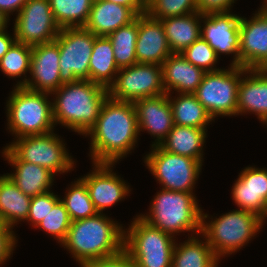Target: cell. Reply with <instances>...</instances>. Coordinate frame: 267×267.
Instances as JSON below:
<instances>
[{
    "label": "cell",
    "mask_w": 267,
    "mask_h": 267,
    "mask_svg": "<svg viewBox=\"0 0 267 267\" xmlns=\"http://www.w3.org/2000/svg\"><path fill=\"white\" fill-rule=\"evenodd\" d=\"M139 133L134 103L108 96L96 124L86 134L91 137L92 162L115 164L133 150Z\"/></svg>",
    "instance_id": "6da1fadb"
},
{
    "label": "cell",
    "mask_w": 267,
    "mask_h": 267,
    "mask_svg": "<svg viewBox=\"0 0 267 267\" xmlns=\"http://www.w3.org/2000/svg\"><path fill=\"white\" fill-rule=\"evenodd\" d=\"M51 94H55L52 102L54 124L86 135L96 124L108 97V88L90 80H78L61 85Z\"/></svg>",
    "instance_id": "7a4b0ae2"
},
{
    "label": "cell",
    "mask_w": 267,
    "mask_h": 267,
    "mask_svg": "<svg viewBox=\"0 0 267 267\" xmlns=\"http://www.w3.org/2000/svg\"><path fill=\"white\" fill-rule=\"evenodd\" d=\"M102 213L71 222L61 244L81 267L92 260L110 257L124 249V229Z\"/></svg>",
    "instance_id": "3957f363"
},
{
    "label": "cell",
    "mask_w": 267,
    "mask_h": 267,
    "mask_svg": "<svg viewBox=\"0 0 267 267\" xmlns=\"http://www.w3.org/2000/svg\"><path fill=\"white\" fill-rule=\"evenodd\" d=\"M193 193L163 189L150 205V213L139 215L150 225L163 232L174 234L192 231L201 234L202 209Z\"/></svg>",
    "instance_id": "277c9868"
},
{
    "label": "cell",
    "mask_w": 267,
    "mask_h": 267,
    "mask_svg": "<svg viewBox=\"0 0 267 267\" xmlns=\"http://www.w3.org/2000/svg\"><path fill=\"white\" fill-rule=\"evenodd\" d=\"M208 214L202 211L201 235L218 259L240 250L263 227L262 218L257 214L237 209L223 214L208 223Z\"/></svg>",
    "instance_id": "5b68a950"
},
{
    "label": "cell",
    "mask_w": 267,
    "mask_h": 267,
    "mask_svg": "<svg viewBox=\"0 0 267 267\" xmlns=\"http://www.w3.org/2000/svg\"><path fill=\"white\" fill-rule=\"evenodd\" d=\"M50 93L14 87L7 102L8 129L15 138L53 131L54 121ZM17 136V137H16Z\"/></svg>",
    "instance_id": "8992f818"
},
{
    "label": "cell",
    "mask_w": 267,
    "mask_h": 267,
    "mask_svg": "<svg viewBox=\"0 0 267 267\" xmlns=\"http://www.w3.org/2000/svg\"><path fill=\"white\" fill-rule=\"evenodd\" d=\"M173 238L138 215L124 231V250L137 267H172Z\"/></svg>",
    "instance_id": "52a82bcc"
},
{
    "label": "cell",
    "mask_w": 267,
    "mask_h": 267,
    "mask_svg": "<svg viewBox=\"0 0 267 267\" xmlns=\"http://www.w3.org/2000/svg\"><path fill=\"white\" fill-rule=\"evenodd\" d=\"M246 74V68L231 64L228 69L220 68L204 74L194 94L213 120L218 115H237L238 86Z\"/></svg>",
    "instance_id": "ba28073f"
},
{
    "label": "cell",
    "mask_w": 267,
    "mask_h": 267,
    "mask_svg": "<svg viewBox=\"0 0 267 267\" xmlns=\"http://www.w3.org/2000/svg\"><path fill=\"white\" fill-rule=\"evenodd\" d=\"M144 162L163 189L193 193L202 163L187 156L170 153L153 146Z\"/></svg>",
    "instance_id": "9c48e42d"
},
{
    "label": "cell",
    "mask_w": 267,
    "mask_h": 267,
    "mask_svg": "<svg viewBox=\"0 0 267 267\" xmlns=\"http://www.w3.org/2000/svg\"><path fill=\"white\" fill-rule=\"evenodd\" d=\"M66 144L53 131L17 138L6 146L19 160L37 164L52 173H64L74 166Z\"/></svg>",
    "instance_id": "30bf717a"
},
{
    "label": "cell",
    "mask_w": 267,
    "mask_h": 267,
    "mask_svg": "<svg viewBox=\"0 0 267 267\" xmlns=\"http://www.w3.org/2000/svg\"><path fill=\"white\" fill-rule=\"evenodd\" d=\"M96 35L84 27L61 28L55 41L60 53L61 84L89 80V63Z\"/></svg>",
    "instance_id": "8fae6325"
},
{
    "label": "cell",
    "mask_w": 267,
    "mask_h": 267,
    "mask_svg": "<svg viewBox=\"0 0 267 267\" xmlns=\"http://www.w3.org/2000/svg\"><path fill=\"white\" fill-rule=\"evenodd\" d=\"M117 74L108 87V96L114 100L134 103L165 94L161 65L137 63L120 68Z\"/></svg>",
    "instance_id": "7c38bea8"
},
{
    "label": "cell",
    "mask_w": 267,
    "mask_h": 267,
    "mask_svg": "<svg viewBox=\"0 0 267 267\" xmlns=\"http://www.w3.org/2000/svg\"><path fill=\"white\" fill-rule=\"evenodd\" d=\"M16 14L13 36L17 42L33 47L54 41L60 32L49 0H28Z\"/></svg>",
    "instance_id": "4fadbf2b"
},
{
    "label": "cell",
    "mask_w": 267,
    "mask_h": 267,
    "mask_svg": "<svg viewBox=\"0 0 267 267\" xmlns=\"http://www.w3.org/2000/svg\"><path fill=\"white\" fill-rule=\"evenodd\" d=\"M29 73L32 78L20 80L16 87L51 94L62 85L60 53L58 43L55 40L32 47Z\"/></svg>",
    "instance_id": "5bb4252c"
},
{
    "label": "cell",
    "mask_w": 267,
    "mask_h": 267,
    "mask_svg": "<svg viewBox=\"0 0 267 267\" xmlns=\"http://www.w3.org/2000/svg\"><path fill=\"white\" fill-rule=\"evenodd\" d=\"M240 16L230 12L202 14L200 36L220 54H234L231 65L239 66Z\"/></svg>",
    "instance_id": "9a60e30c"
},
{
    "label": "cell",
    "mask_w": 267,
    "mask_h": 267,
    "mask_svg": "<svg viewBox=\"0 0 267 267\" xmlns=\"http://www.w3.org/2000/svg\"><path fill=\"white\" fill-rule=\"evenodd\" d=\"M258 10L250 20L240 18L239 66L246 69L267 67V14Z\"/></svg>",
    "instance_id": "2e32d148"
},
{
    "label": "cell",
    "mask_w": 267,
    "mask_h": 267,
    "mask_svg": "<svg viewBox=\"0 0 267 267\" xmlns=\"http://www.w3.org/2000/svg\"><path fill=\"white\" fill-rule=\"evenodd\" d=\"M91 173L80 178L86 185L90 199L98 213L128 196L129 185L112 172L114 163H93Z\"/></svg>",
    "instance_id": "e0dca14e"
},
{
    "label": "cell",
    "mask_w": 267,
    "mask_h": 267,
    "mask_svg": "<svg viewBox=\"0 0 267 267\" xmlns=\"http://www.w3.org/2000/svg\"><path fill=\"white\" fill-rule=\"evenodd\" d=\"M139 132L147 130L155 138L153 146H158L173 129L174 120L168 95L141 98L134 102Z\"/></svg>",
    "instance_id": "ac0fdd59"
},
{
    "label": "cell",
    "mask_w": 267,
    "mask_h": 267,
    "mask_svg": "<svg viewBox=\"0 0 267 267\" xmlns=\"http://www.w3.org/2000/svg\"><path fill=\"white\" fill-rule=\"evenodd\" d=\"M137 63H162L172 54L164 27L160 20L150 17L146 12L138 15V35L136 41Z\"/></svg>",
    "instance_id": "d6986e66"
},
{
    "label": "cell",
    "mask_w": 267,
    "mask_h": 267,
    "mask_svg": "<svg viewBox=\"0 0 267 267\" xmlns=\"http://www.w3.org/2000/svg\"><path fill=\"white\" fill-rule=\"evenodd\" d=\"M232 198L239 209L263 218L267 201V169L246 167L232 187Z\"/></svg>",
    "instance_id": "ffe728a7"
},
{
    "label": "cell",
    "mask_w": 267,
    "mask_h": 267,
    "mask_svg": "<svg viewBox=\"0 0 267 267\" xmlns=\"http://www.w3.org/2000/svg\"><path fill=\"white\" fill-rule=\"evenodd\" d=\"M238 86L237 115L252 112L265 124L267 122V71L247 69ZM240 113V114H239Z\"/></svg>",
    "instance_id": "44dd1931"
},
{
    "label": "cell",
    "mask_w": 267,
    "mask_h": 267,
    "mask_svg": "<svg viewBox=\"0 0 267 267\" xmlns=\"http://www.w3.org/2000/svg\"><path fill=\"white\" fill-rule=\"evenodd\" d=\"M161 66L166 94H170L171 89L179 94H194L206 73L187 61L180 53H172Z\"/></svg>",
    "instance_id": "7402d4cb"
},
{
    "label": "cell",
    "mask_w": 267,
    "mask_h": 267,
    "mask_svg": "<svg viewBox=\"0 0 267 267\" xmlns=\"http://www.w3.org/2000/svg\"><path fill=\"white\" fill-rule=\"evenodd\" d=\"M5 160L15 168L14 173L7 174L16 186L27 196L34 197L50 191L54 173L37 164L19 160L7 147L3 149Z\"/></svg>",
    "instance_id": "603a6c76"
},
{
    "label": "cell",
    "mask_w": 267,
    "mask_h": 267,
    "mask_svg": "<svg viewBox=\"0 0 267 267\" xmlns=\"http://www.w3.org/2000/svg\"><path fill=\"white\" fill-rule=\"evenodd\" d=\"M138 15L129 7L106 0L95 1L84 28L96 36L108 37L122 26L130 24Z\"/></svg>",
    "instance_id": "cb8c5ba5"
},
{
    "label": "cell",
    "mask_w": 267,
    "mask_h": 267,
    "mask_svg": "<svg viewBox=\"0 0 267 267\" xmlns=\"http://www.w3.org/2000/svg\"><path fill=\"white\" fill-rule=\"evenodd\" d=\"M202 14L198 11L161 19L168 46L172 53H182L201 33Z\"/></svg>",
    "instance_id": "d4e9b609"
},
{
    "label": "cell",
    "mask_w": 267,
    "mask_h": 267,
    "mask_svg": "<svg viewBox=\"0 0 267 267\" xmlns=\"http://www.w3.org/2000/svg\"><path fill=\"white\" fill-rule=\"evenodd\" d=\"M206 132L207 129L174 124L159 146L170 153L187 156L202 163Z\"/></svg>",
    "instance_id": "484cf974"
},
{
    "label": "cell",
    "mask_w": 267,
    "mask_h": 267,
    "mask_svg": "<svg viewBox=\"0 0 267 267\" xmlns=\"http://www.w3.org/2000/svg\"><path fill=\"white\" fill-rule=\"evenodd\" d=\"M31 197L25 195L8 175L0 176V220L13 229L19 221L27 220Z\"/></svg>",
    "instance_id": "4316f807"
},
{
    "label": "cell",
    "mask_w": 267,
    "mask_h": 267,
    "mask_svg": "<svg viewBox=\"0 0 267 267\" xmlns=\"http://www.w3.org/2000/svg\"><path fill=\"white\" fill-rule=\"evenodd\" d=\"M118 71L111 40L106 36H96L89 63V80L108 88Z\"/></svg>",
    "instance_id": "83f0119b"
},
{
    "label": "cell",
    "mask_w": 267,
    "mask_h": 267,
    "mask_svg": "<svg viewBox=\"0 0 267 267\" xmlns=\"http://www.w3.org/2000/svg\"><path fill=\"white\" fill-rule=\"evenodd\" d=\"M218 261L206 239L203 242L192 236L179 246L175 244L172 267H217Z\"/></svg>",
    "instance_id": "f1b7e54d"
},
{
    "label": "cell",
    "mask_w": 267,
    "mask_h": 267,
    "mask_svg": "<svg viewBox=\"0 0 267 267\" xmlns=\"http://www.w3.org/2000/svg\"><path fill=\"white\" fill-rule=\"evenodd\" d=\"M167 95L174 124L206 129L207 125L213 120L205 107L197 100L195 94H179L174 99L170 94Z\"/></svg>",
    "instance_id": "f546056e"
},
{
    "label": "cell",
    "mask_w": 267,
    "mask_h": 267,
    "mask_svg": "<svg viewBox=\"0 0 267 267\" xmlns=\"http://www.w3.org/2000/svg\"><path fill=\"white\" fill-rule=\"evenodd\" d=\"M53 17L60 28L84 27L92 0H49Z\"/></svg>",
    "instance_id": "4dcf8cb0"
},
{
    "label": "cell",
    "mask_w": 267,
    "mask_h": 267,
    "mask_svg": "<svg viewBox=\"0 0 267 267\" xmlns=\"http://www.w3.org/2000/svg\"><path fill=\"white\" fill-rule=\"evenodd\" d=\"M138 35V16L126 26L118 28L108 38L111 40L114 57L118 68L137 64L136 41Z\"/></svg>",
    "instance_id": "1f68e13d"
},
{
    "label": "cell",
    "mask_w": 267,
    "mask_h": 267,
    "mask_svg": "<svg viewBox=\"0 0 267 267\" xmlns=\"http://www.w3.org/2000/svg\"><path fill=\"white\" fill-rule=\"evenodd\" d=\"M64 199H60L68 211L71 221L95 216L96 211L85 183L79 178L67 189Z\"/></svg>",
    "instance_id": "d6a6232c"
},
{
    "label": "cell",
    "mask_w": 267,
    "mask_h": 267,
    "mask_svg": "<svg viewBox=\"0 0 267 267\" xmlns=\"http://www.w3.org/2000/svg\"><path fill=\"white\" fill-rule=\"evenodd\" d=\"M32 46L15 41L0 59V69L10 78H18L30 71Z\"/></svg>",
    "instance_id": "836d02e7"
},
{
    "label": "cell",
    "mask_w": 267,
    "mask_h": 267,
    "mask_svg": "<svg viewBox=\"0 0 267 267\" xmlns=\"http://www.w3.org/2000/svg\"><path fill=\"white\" fill-rule=\"evenodd\" d=\"M197 11L196 0H148L145 3V12L157 20Z\"/></svg>",
    "instance_id": "e575fe53"
},
{
    "label": "cell",
    "mask_w": 267,
    "mask_h": 267,
    "mask_svg": "<svg viewBox=\"0 0 267 267\" xmlns=\"http://www.w3.org/2000/svg\"><path fill=\"white\" fill-rule=\"evenodd\" d=\"M71 222L68 211L59 200L36 227L53 235L62 244L67 237Z\"/></svg>",
    "instance_id": "d590c367"
},
{
    "label": "cell",
    "mask_w": 267,
    "mask_h": 267,
    "mask_svg": "<svg viewBox=\"0 0 267 267\" xmlns=\"http://www.w3.org/2000/svg\"><path fill=\"white\" fill-rule=\"evenodd\" d=\"M180 54L191 64L205 72L219 70V68H214L219 57L201 36Z\"/></svg>",
    "instance_id": "8d00e7d4"
},
{
    "label": "cell",
    "mask_w": 267,
    "mask_h": 267,
    "mask_svg": "<svg viewBox=\"0 0 267 267\" xmlns=\"http://www.w3.org/2000/svg\"><path fill=\"white\" fill-rule=\"evenodd\" d=\"M59 200L51 191L32 197L27 221L36 227Z\"/></svg>",
    "instance_id": "74e56055"
},
{
    "label": "cell",
    "mask_w": 267,
    "mask_h": 267,
    "mask_svg": "<svg viewBox=\"0 0 267 267\" xmlns=\"http://www.w3.org/2000/svg\"><path fill=\"white\" fill-rule=\"evenodd\" d=\"M82 267H137L129 254L123 249L118 254L85 263Z\"/></svg>",
    "instance_id": "f35d334b"
},
{
    "label": "cell",
    "mask_w": 267,
    "mask_h": 267,
    "mask_svg": "<svg viewBox=\"0 0 267 267\" xmlns=\"http://www.w3.org/2000/svg\"><path fill=\"white\" fill-rule=\"evenodd\" d=\"M11 227L1 225L0 226V265L10 258L15 244H17L16 235Z\"/></svg>",
    "instance_id": "ab89813d"
},
{
    "label": "cell",
    "mask_w": 267,
    "mask_h": 267,
    "mask_svg": "<svg viewBox=\"0 0 267 267\" xmlns=\"http://www.w3.org/2000/svg\"><path fill=\"white\" fill-rule=\"evenodd\" d=\"M236 0H196L200 14L230 12Z\"/></svg>",
    "instance_id": "60d3db41"
},
{
    "label": "cell",
    "mask_w": 267,
    "mask_h": 267,
    "mask_svg": "<svg viewBox=\"0 0 267 267\" xmlns=\"http://www.w3.org/2000/svg\"><path fill=\"white\" fill-rule=\"evenodd\" d=\"M28 0H0V11L9 17L10 13L20 12Z\"/></svg>",
    "instance_id": "b9f144b4"
},
{
    "label": "cell",
    "mask_w": 267,
    "mask_h": 267,
    "mask_svg": "<svg viewBox=\"0 0 267 267\" xmlns=\"http://www.w3.org/2000/svg\"><path fill=\"white\" fill-rule=\"evenodd\" d=\"M131 8L137 15L145 13V2L143 0H106Z\"/></svg>",
    "instance_id": "7bdbcfd3"
},
{
    "label": "cell",
    "mask_w": 267,
    "mask_h": 267,
    "mask_svg": "<svg viewBox=\"0 0 267 267\" xmlns=\"http://www.w3.org/2000/svg\"><path fill=\"white\" fill-rule=\"evenodd\" d=\"M7 33L6 29L0 31V59L6 54L12 44L16 41L15 36L12 37Z\"/></svg>",
    "instance_id": "ee69618b"
},
{
    "label": "cell",
    "mask_w": 267,
    "mask_h": 267,
    "mask_svg": "<svg viewBox=\"0 0 267 267\" xmlns=\"http://www.w3.org/2000/svg\"><path fill=\"white\" fill-rule=\"evenodd\" d=\"M9 18L10 17H8L2 11H0V31H3L7 28Z\"/></svg>",
    "instance_id": "f6af8a7d"
},
{
    "label": "cell",
    "mask_w": 267,
    "mask_h": 267,
    "mask_svg": "<svg viewBox=\"0 0 267 267\" xmlns=\"http://www.w3.org/2000/svg\"><path fill=\"white\" fill-rule=\"evenodd\" d=\"M264 5L261 7V9L267 14V0L264 1Z\"/></svg>",
    "instance_id": "bcb514c9"
},
{
    "label": "cell",
    "mask_w": 267,
    "mask_h": 267,
    "mask_svg": "<svg viewBox=\"0 0 267 267\" xmlns=\"http://www.w3.org/2000/svg\"><path fill=\"white\" fill-rule=\"evenodd\" d=\"M265 218H267V201L265 206V216L262 218V221L265 222Z\"/></svg>",
    "instance_id": "7dc6e473"
}]
</instances>
